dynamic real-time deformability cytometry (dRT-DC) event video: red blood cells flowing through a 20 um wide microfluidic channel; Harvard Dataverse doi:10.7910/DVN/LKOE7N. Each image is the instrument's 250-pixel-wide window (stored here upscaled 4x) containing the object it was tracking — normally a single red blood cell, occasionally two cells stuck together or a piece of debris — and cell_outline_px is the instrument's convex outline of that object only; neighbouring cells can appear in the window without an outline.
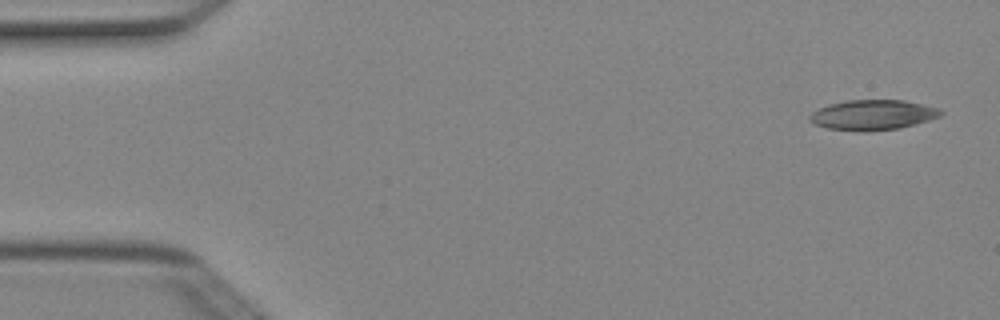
{"species": "Egyptian fruit bat (a non-hibernating species)", "species_latin": "Rousettus aegyptiacus", "temperature_condition": "cold", "stored_images_in_passage": 5, "camera_frame_rate_fps": 3000, "um_per_image_px": 0.085, "animal": {"sex": "female"}, "frame": {"image": 1, "passage_image": 1, "time_ms": 0.0, "image_size_px": [1000, 320], "cell_outline_px": [[944, 112], [940, 116], [916, 124], [900, 128], [828, 128], [816, 124], [808, 120], [808, 116], [812, 112], [828, 104], [848, 100], [904, 100], [940, 108]], "centroid_in_image_um": [74.23, 9.71], "position_along_channel_um": 10.8, "area_um2": 22.02}}
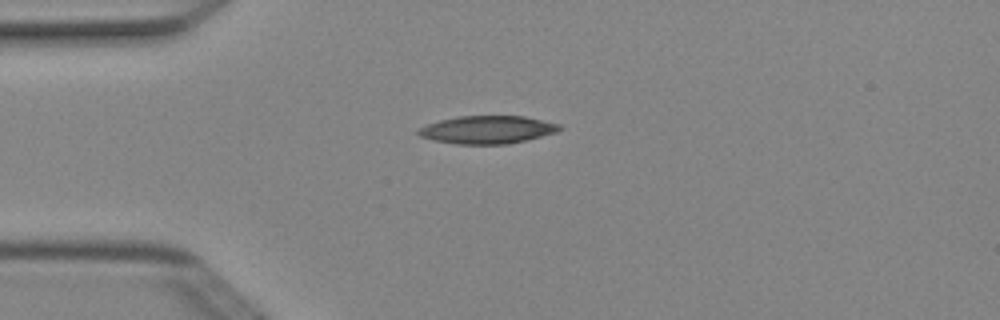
{"frame": {"image": 2, "passage_image": 3, "time_ms": 0.667, "image_size_px": [1000, 320], "cell_outline_px": [[564, 128], [556, 132], [508, 144], [456, 144], [436, 140], [420, 136], [416, 132], [420, 128], [428, 124], [440, 120], [460, 116], [524, 116], [560, 124]], "centroid_in_image_um": [41.45, 11.02], "position_along_channel_um": 43.6, "area_um2": 22.66}}
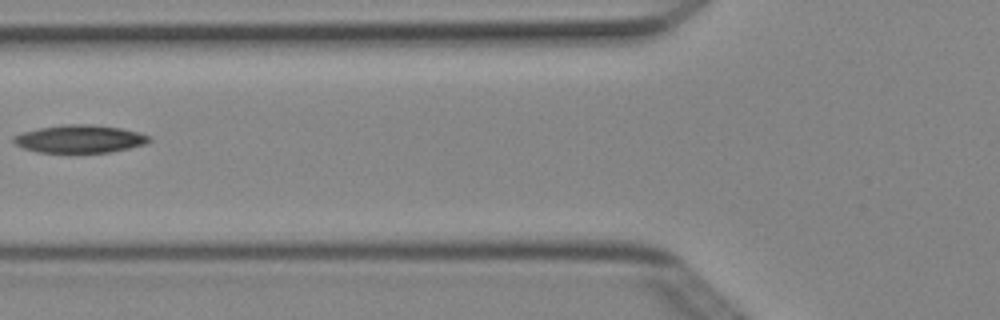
{"frame": {"image": 3, "passage_image": 5, "time_ms": 1.333, "image_size_px": [1000, 320], "cell_outline_px": [[152, 140], [144, 144], [128, 148], [108, 152], [36, 152], [24, 148], [16, 144], [12, 140], [12, 136], [20, 132], [40, 128], [64, 124], [88, 124], [120, 128], [140, 132], [148, 136]], "centroid_in_image_um": [6.74, 11.8], "position_along_channel_um": 119.1, "area_um2": 21.85}}